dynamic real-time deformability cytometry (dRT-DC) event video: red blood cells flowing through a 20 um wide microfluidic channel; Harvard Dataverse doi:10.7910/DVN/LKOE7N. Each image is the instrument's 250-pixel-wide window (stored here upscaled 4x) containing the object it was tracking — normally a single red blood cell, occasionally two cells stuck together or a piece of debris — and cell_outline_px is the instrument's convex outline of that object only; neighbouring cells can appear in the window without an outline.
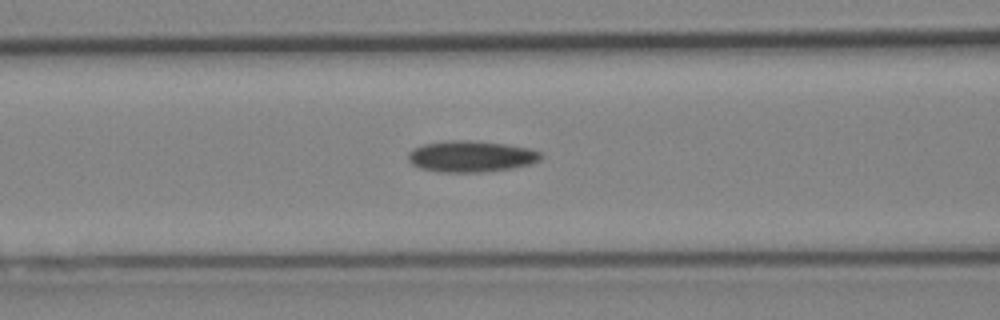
{"species": "Egyptian fruit bat (a non-hibernating species)", "species_latin": "Rousettus aegyptiacus", "temperature_condition": "cold", "stored_images_in_passage": 5, "camera_frame_rate_fps": 3000, "um_per_image_px": 0.085, "animal": {"sex": "female"}, "frame": {"image": 1, "passage_image": 5, "time_ms": 1.333, "image_size_px": [1000, 320], "cell_outline_px": [[544, 156], [540, 160], [532, 164], [512, 168], [484, 172], [440, 172], [420, 168], [412, 164], [408, 160], [408, 152], [412, 148], [424, 144], [448, 140], [468, 140], [504, 144], [528, 148], [540, 152]], "centroid_in_image_um": [40.03, 13.3], "position_along_channel_um": 126.6, "area_um2": 24.28}}